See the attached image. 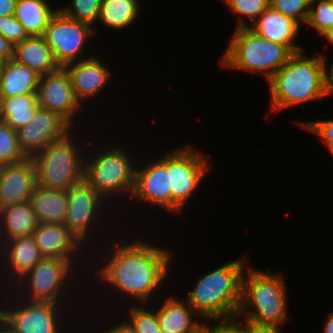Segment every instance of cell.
Here are the masks:
<instances>
[{
  "label": "cell",
  "mask_w": 333,
  "mask_h": 333,
  "mask_svg": "<svg viewBox=\"0 0 333 333\" xmlns=\"http://www.w3.org/2000/svg\"><path fill=\"white\" fill-rule=\"evenodd\" d=\"M129 235L123 236L125 239H118L114 243L111 240L110 244L105 239H102L105 243L100 244L101 247L99 245H97L98 247L95 246V248L101 249H91L90 253L93 251L91 253L92 256L89 255L91 258L94 256L89 261L95 262L89 263V266L92 267H90V270H95L89 275L93 279L92 274H95L93 275L95 278L92 281L94 283H90L91 285L89 284L90 280H87V285L90 286L89 288L92 287L91 289L96 288L95 291L101 286L102 291L108 293L107 296L110 299V301L108 299V302H112L113 298L114 300L117 298L118 300H115V302L118 301L120 303L119 306L115 305L114 307H118V309H120L121 302L122 304L123 302L125 304V301L128 304L129 302H131L130 304H136V302L137 304L152 303L160 298L159 294L168 288L166 285L174 269L172 250L167 249L164 244L161 246V243L157 246L156 241L151 243L153 240L148 238V236L145 239L146 237H142L140 234L138 235L139 238L137 235L136 237L132 236V238L131 236L128 237ZM148 239H150V242ZM94 251L99 253L95 254ZM95 258H99L98 261ZM94 285L96 287L93 288Z\"/></svg>",
  "instance_id": "cell-1"
},
{
  "label": "cell",
  "mask_w": 333,
  "mask_h": 333,
  "mask_svg": "<svg viewBox=\"0 0 333 333\" xmlns=\"http://www.w3.org/2000/svg\"><path fill=\"white\" fill-rule=\"evenodd\" d=\"M246 256L228 261L198 277L184 299L204 321H230L241 303Z\"/></svg>",
  "instance_id": "cell-2"
},
{
  "label": "cell",
  "mask_w": 333,
  "mask_h": 333,
  "mask_svg": "<svg viewBox=\"0 0 333 333\" xmlns=\"http://www.w3.org/2000/svg\"><path fill=\"white\" fill-rule=\"evenodd\" d=\"M304 53H294L267 81L272 112H284L309 101L321 103L327 97L322 54L310 58Z\"/></svg>",
  "instance_id": "cell-3"
},
{
  "label": "cell",
  "mask_w": 333,
  "mask_h": 333,
  "mask_svg": "<svg viewBox=\"0 0 333 333\" xmlns=\"http://www.w3.org/2000/svg\"><path fill=\"white\" fill-rule=\"evenodd\" d=\"M86 142L84 180L112 206L127 196L130 200L135 186L137 157L132 158L134 156L120 143L111 142L109 146L103 141L104 145L99 148L93 145L98 142L91 139Z\"/></svg>",
  "instance_id": "cell-4"
},
{
  "label": "cell",
  "mask_w": 333,
  "mask_h": 333,
  "mask_svg": "<svg viewBox=\"0 0 333 333\" xmlns=\"http://www.w3.org/2000/svg\"><path fill=\"white\" fill-rule=\"evenodd\" d=\"M84 275L86 274H82L77 266L69 260L43 257L31 270L20 277L10 289L17 296L28 301L55 302L58 304H67L68 302L71 307H74V304L71 303H75V306L80 311V307H85V305L78 304V302L82 303L83 299L85 300L83 302L89 301L84 297V294L87 295L88 287L86 293L83 290L76 291V289L82 288L78 286L81 281H87V278L83 280L85 279ZM72 290L73 292L76 291V293H73ZM79 291L83 298L77 295ZM72 296H75V298H71ZM77 296L80 297L79 301H77ZM70 299L74 301L72 302Z\"/></svg>",
  "instance_id": "cell-5"
},
{
  "label": "cell",
  "mask_w": 333,
  "mask_h": 333,
  "mask_svg": "<svg viewBox=\"0 0 333 333\" xmlns=\"http://www.w3.org/2000/svg\"><path fill=\"white\" fill-rule=\"evenodd\" d=\"M287 284L281 273L247 266L242 276L241 303L235 319L283 326L288 322Z\"/></svg>",
  "instance_id": "cell-6"
},
{
  "label": "cell",
  "mask_w": 333,
  "mask_h": 333,
  "mask_svg": "<svg viewBox=\"0 0 333 333\" xmlns=\"http://www.w3.org/2000/svg\"><path fill=\"white\" fill-rule=\"evenodd\" d=\"M67 306L69 304L28 301L17 296L10 288L0 290V318L14 333H77L79 330L74 332L77 325L73 327L71 324L78 313L77 309Z\"/></svg>",
  "instance_id": "cell-7"
},
{
  "label": "cell",
  "mask_w": 333,
  "mask_h": 333,
  "mask_svg": "<svg viewBox=\"0 0 333 333\" xmlns=\"http://www.w3.org/2000/svg\"><path fill=\"white\" fill-rule=\"evenodd\" d=\"M79 134L80 131L78 133L72 129L63 138L51 142L44 150L31 157L37 186L67 191L84 179L87 143L83 141L84 135L82 138Z\"/></svg>",
  "instance_id": "cell-8"
},
{
  "label": "cell",
  "mask_w": 333,
  "mask_h": 333,
  "mask_svg": "<svg viewBox=\"0 0 333 333\" xmlns=\"http://www.w3.org/2000/svg\"><path fill=\"white\" fill-rule=\"evenodd\" d=\"M220 61L222 68L261 73L267 81L294 54L286 45L272 42L249 27L234 28Z\"/></svg>",
  "instance_id": "cell-9"
},
{
  "label": "cell",
  "mask_w": 333,
  "mask_h": 333,
  "mask_svg": "<svg viewBox=\"0 0 333 333\" xmlns=\"http://www.w3.org/2000/svg\"><path fill=\"white\" fill-rule=\"evenodd\" d=\"M67 195L68 204L64 225L86 247V249H88V251H90L91 248H95V245L102 242L104 243V241L100 239L101 237L104 238L105 233L106 236L108 235L107 230L105 231V229L110 226L106 224L108 221L107 218L109 219L113 216L115 212L113 210H118L116 205L115 207H112L111 204L84 179L68 189ZM105 213L108 215L110 213L112 214H110L111 216H108ZM102 218L104 219L102 220ZM101 221L106 223H102ZM103 224L107 228H104ZM100 232H104V234L102 233L103 236ZM97 237L100 239H97ZM94 241H100V243H95Z\"/></svg>",
  "instance_id": "cell-10"
},
{
  "label": "cell",
  "mask_w": 333,
  "mask_h": 333,
  "mask_svg": "<svg viewBox=\"0 0 333 333\" xmlns=\"http://www.w3.org/2000/svg\"><path fill=\"white\" fill-rule=\"evenodd\" d=\"M186 145L171 151L167 149L172 214L184 213L185 205L190 204V198L201 187L210 170L205 153L193 148L190 143Z\"/></svg>",
  "instance_id": "cell-11"
},
{
  "label": "cell",
  "mask_w": 333,
  "mask_h": 333,
  "mask_svg": "<svg viewBox=\"0 0 333 333\" xmlns=\"http://www.w3.org/2000/svg\"><path fill=\"white\" fill-rule=\"evenodd\" d=\"M94 35L92 26L73 20L58 9L50 18L43 36L52 49L56 62L60 67H65L94 56L85 49L89 38H94Z\"/></svg>",
  "instance_id": "cell-12"
},
{
  "label": "cell",
  "mask_w": 333,
  "mask_h": 333,
  "mask_svg": "<svg viewBox=\"0 0 333 333\" xmlns=\"http://www.w3.org/2000/svg\"><path fill=\"white\" fill-rule=\"evenodd\" d=\"M37 100L39 106L56 113L72 129L82 128L81 123L84 122L80 121L81 114L79 113L86 110L75 96L70 74L65 67H60L55 72L40 76ZM77 115L80 119L77 118Z\"/></svg>",
  "instance_id": "cell-13"
},
{
  "label": "cell",
  "mask_w": 333,
  "mask_h": 333,
  "mask_svg": "<svg viewBox=\"0 0 333 333\" xmlns=\"http://www.w3.org/2000/svg\"><path fill=\"white\" fill-rule=\"evenodd\" d=\"M166 154V155H165ZM139 160L135 170V186L130 197L148 206L160 207L171 213V187L167 172V152L147 160ZM142 162V163H141ZM143 164V165H142Z\"/></svg>",
  "instance_id": "cell-14"
},
{
  "label": "cell",
  "mask_w": 333,
  "mask_h": 333,
  "mask_svg": "<svg viewBox=\"0 0 333 333\" xmlns=\"http://www.w3.org/2000/svg\"><path fill=\"white\" fill-rule=\"evenodd\" d=\"M32 236L42 257L69 260L82 273L88 275L91 272L87 269L90 267V257H87L90 252L64 224L39 223Z\"/></svg>",
  "instance_id": "cell-15"
},
{
  "label": "cell",
  "mask_w": 333,
  "mask_h": 333,
  "mask_svg": "<svg viewBox=\"0 0 333 333\" xmlns=\"http://www.w3.org/2000/svg\"><path fill=\"white\" fill-rule=\"evenodd\" d=\"M71 130L56 113L38 106L31 121L16 132L20 149L27 158H31Z\"/></svg>",
  "instance_id": "cell-16"
},
{
  "label": "cell",
  "mask_w": 333,
  "mask_h": 333,
  "mask_svg": "<svg viewBox=\"0 0 333 333\" xmlns=\"http://www.w3.org/2000/svg\"><path fill=\"white\" fill-rule=\"evenodd\" d=\"M42 258L32 235L3 242L0 245V290L10 288Z\"/></svg>",
  "instance_id": "cell-17"
},
{
  "label": "cell",
  "mask_w": 333,
  "mask_h": 333,
  "mask_svg": "<svg viewBox=\"0 0 333 333\" xmlns=\"http://www.w3.org/2000/svg\"><path fill=\"white\" fill-rule=\"evenodd\" d=\"M103 61L94 54L86 60L65 66L70 74L75 96L83 107L88 105L85 102H91L96 96L98 98V95H101L113 76V71Z\"/></svg>",
  "instance_id": "cell-18"
},
{
  "label": "cell",
  "mask_w": 333,
  "mask_h": 333,
  "mask_svg": "<svg viewBox=\"0 0 333 333\" xmlns=\"http://www.w3.org/2000/svg\"><path fill=\"white\" fill-rule=\"evenodd\" d=\"M35 186V166L31 158L0 166V210L29 202Z\"/></svg>",
  "instance_id": "cell-19"
},
{
  "label": "cell",
  "mask_w": 333,
  "mask_h": 333,
  "mask_svg": "<svg viewBox=\"0 0 333 333\" xmlns=\"http://www.w3.org/2000/svg\"><path fill=\"white\" fill-rule=\"evenodd\" d=\"M175 296L176 294L163 295L162 297L166 299L161 297L162 304H158L160 298L156 301L155 307L161 333H192L205 321L185 299Z\"/></svg>",
  "instance_id": "cell-20"
},
{
  "label": "cell",
  "mask_w": 333,
  "mask_h": 333,
  "mask_svg": "<svg viewBox=\"0 0 333 333\" xmlns=\"http://www.w3.org/2000/svg\"><path fill=\"white\" fill-rule=\"evenodd\" d=\"M259 36L286 45L293 53L303 51L295 44L301 25L290 17L273 10L270 6L249 26Z\"/></svg>",
  "instance_id": "cell-21"
},
{
  "label": "cell",
  "mask_w": 333,
  "mask_h": 333,
  "mask_svg": "<svg viewBox=\"0 0 333 333\" xmlns=\"http://www.w3.org/2000/svg\"><path fill=\"white\" fill-rule=\"evenodd\" d=\"M14 60L34 70L40 76L60 68L43 35H31L15 44Z\"/></svg>",
  "instance_id": "cell-22"
},
{
  "label": "cell",
  "mask_w": 333,
  "mask_h": 333,
  "mask_svg": "<svg viewBox=\"0 0 333 333\" xmlns=\"http://www.w3.org/2000/svg\"><path fill=\"white\" fill-rule=\"evenodd\" d=\"M38 223L64 224L68 195L66 190L35 186L29 200Z\"/></svg>",
  "instance_id": "cell-23"
},
{
  "label": "cell",
  "mask_w": 333,
  "mask_h": 333,
  "mask_svg": "<svg viewBox=\"0 0 333 333\" xmlns=\"http://www.w3.org/2000/svg\"><path fill=\"white\" fill-rule=\"evenodd\" d=\"M38 224L30 202L2 208L0 210V245L7 240L32 235Z\"/></svg>",
  "instance_id": "cell-24"
},
{
  "label": "cell",
  "mask_w": 333,
  "mask_h": 333,
  "mask_svg": "<svg viewBox=\"0 0 333 333\" xmlns=\"http://www.w3.org/2000/svg\"><path fill=\"white\" fill-rule=\"evenodd\" d=\"M40 75L14 59L5 62L0 78V98L37 94Z\"/></svg>",
  "instance_id": "cell-25"
},
{
  "label": "cell",
  "mask_w": 333,
  "mask_h": 333,
  "mask_svg": "<svg viewBox=\"0 0 333 333\" xmlns=\"http://www.w3.org/2000/svg\"><path fill=\"white\" fill-rule=\"evenodd\" d=\"M141 4L140 0H102L97 22L110 31H125L140 16Z\"/></svg>",
  "instance_id": "cell-26"
},
{
  "label": "cell",
  "mask_w": 333,
  "mask_h": 333,
  "mask_svg": "<svg viewBox=\"0 0 333 333\" xmlns=\"http://www.w3.org/2000/svg\"><path fill=\"white\" fill-rule=\"evenodd\" d=\"M47 0H17L14 16L31 35H44L50 18L59 9Z\"/></svg>",
  "instance_id": "cell-27"
},
{
  "label": "cell",
  "mask_w": 333,
  "mask_h": 333,
  "mask_svg": "<svg viewBox=\"0 0 333 333\" xmlns=\"http://www.w3.org/2000/svg\"><path fill=\"white\" fill-rule=\"evenodd\" d=\"M38 106L37 94L0 98V120L17 131L31 121Z\"/></svg>",
  "instance_id": "cell-28"
},
{
  "label": "cell",
  "mask_w": 333,
  "mask_h": 333,
  "mask_svg": "<svg viewBox=\"0 0 333 333\" xmlns=\"http://www.w3.org/2000/svg\"><path fill=\"white\" fill-rule=\"evenodd\" d=\"M128 305V306H127ZM134 305V306H133ZM154 305L153 307H151ZM142 303V304H127L122 305L127 306L123 310V313L128 312L123 317L137 333H161L159 322L157 319V311L155 308V303ZM125 311V312H124ZM128 316V318H127Z\"/></svg>",
  "instance_id": "cell-29"
},
{
  "label": "cell",
  "mask_w": 333,
  "mask_h": 333,
  "mask_svg": "<svg viewBox=\"0 0 333 333\" xmlns=\"http://www.w3.org/2000/svg\"><path fill=\"white\" fill-rule=\"evenodd\" d=\"M222 2L231 14L239 17L235 28L249 27L270 6L269 0H222ZM246 20H249L248 24Z\"/></svg>",
  "instance_id": "cell-30"
},
{
  "label": "cell",
  "mask_w": 333,
  "mask_h": 333,
  "mask_svg": "<svg viewBox=\"0 0 333 333\" xmlns=\"http://www.w3.org/2000/svg\"><path fill=\"white\" fill-rule=\"evenodd\" d=\"M70 2L67 5L63 4L62 7L58 5V8L73 20L89 24L96 32L94 25L97 23L102 0H71Z\"/></svg>",
  "instance_id": "cell-31"
},
{
  "label": "cell",
  "mask_w": 333,
  "mask_h": 333,
  "mask_svg": "<svg viewBox=\"0 0 333 333\" xmlns=\"http://www.w3.org/2000/svg\"><path fill=\"white\" fill-rule=\"evenodd\" d=\"M18 144L17 132L0 120V166L26 159Z\"/></svg>",
  "instance_id": "cell-32"
},
{
  "label": "cell",
  "mask_w": 333,
  "mask_h": 333,
  "mask_svg": "<svg viewBox=\"0 0 333 333\" xmlns=\"http://www.w3.org/2000/svg\"><path fill=\"white\" fill-rule=\"evenodd\" d=\"M306 26L320 36L333 26V0H310L309 16Z\"/></svg>",
  "instance_id": "cell-33"
},
{
  "label": "cell",
  "mask_w": 333,
  "mask_h": 333,
  "mask_svg": "<svg viewBox=\"0 0 333 333\" xmlns=\"http://www.w3.org/2000/svg\"><path fill=\"white\" fill-rule=\"evenodd\" d=\"M269 5L273 10L292 18L300 25H306L310 0H269Z\"/></svg>",
  "instance_id": "cell-34"
},
{
  "label": "cell",
  "mask_w": 333,
  "mask_h": 333,
  "mask_svg": "<svg viewBox=\"0 0 333 333\" xmlns=\"http://www.w3.org/2000/svg\"><path fill=\"white\" fill-rule=\"evenodd\" d=\"M301 121L296 120L295 124L300 128L302 127L303 130L310 131L309 133L319 137L328 150L333 149V119Z\"/></svg>",
  "instance_id": "cell-35"
},
{
  "label": "cell",
  "mask_w": 333,
  "mask_h": 333,
  "mask_svg": "<svg viewBox=\"0 0 333 333\" xmlns=\"http://www.w3.org/2000/svg\"><path fill=\"white\" fill-rule=\"evenodd\" d=\"M0 33L13 44L30 36L14 15L0 17Z\"/></svg>",
  "instance_id": "cell-36"
},
{
  "label": "cell",
  "mask_w": 333,
  "mask_h": 333,
  "mask_svg": "<svg viewBox=\"0 0 333 333\" xmlns=\"http://www.w3.org/2000/svg\"><path fill=\"white\" fill-rule=\"evenodd\" d=\"M246 333H282L281 326L259 324L246 319H235ZM243 320V321H242Z\"/></svg>",
  "instance_id": "cell-37"
},
{
  "label": "cell",
  "mask_w": 333,
  "mask_h": 333,
  "mask_svg": "<svg viewBox=\"0 0 333 333\" xmlns=\"http://www.w3.org/2000/svg\"><path fill=\"white\" fill-rule=\"evenodd\" d=\"M117 321L118 322H114L111 324V323H109V322H111V319H110V321L108 320V323H107L108 326L106 328L101 327V330L99 329L98 333H137L126 320L124 321V318L120 319V320L118 319ZM107 328H108V330H107ZM103 329H106V330H103Z\"/></svg>",
  "instance_id": "cell-38"
},
{
  "label": "cell",
  "mask_w": 333,
  "mask_h": 333,
  "mask_svg": "<svg viewBox=\"0 0 333 333\" xmlns=\"http://www.w3.org/2000/svg\"><path fill=\"white\" fill-rule=\"evenodd\" d=\"M322 53L323 62H324V79H325V93L326 96L329 97L333 95V62L331 64H327L328 61L326 59V54Z\"/></svg>",
  "instance_id": "cell-39"
},
{
  "label": "cell",
  "mask_w": 333,
  "mask_h": 333,
  "mask_svg": "<svg viewBox=\"0 0 333 333\" xmlns=\"http://www.w3.org/2000/svg\"><path fill=\"white\" fill-rule=\"evenodd\" d=\"M217 333H246V331L234 319L230 321H217Z\"/></svg>",
  "instance_id": "cell-40"
},
{
  "label": "cell",
  "mask_w": 333,
  "mask_h": 333,
  "mask_svg": "<svg viewBox=\"0 0 333 333\" xmlns=\"http://www.w3.org/2000/svg\"><path fill=\"white\" fill-rule=\"evenodd\" d=\"M15 44L0 33V58L5 61L14 59Z\"/></svg>",
  "instance_id": "cell-41"
},
{
  "label": "cell",
  "mask_w": 333,
  "mask_h": 333,
  "mask_svg": "<svg viewBox=\"0 0 333 333\" xmlns=\"http://www.w3.org/2000/svg\"><path fill=\"white\" fill-rule=\"evenodd\" d=\"M17 0H0V17L14 15Z\"/></svg>",
  "instance_id": "cell-42"
},
{
  "label": "cell",
  "mask_w": 333,
  "mask_h": 333,
  "mask_svg": "<svg viewBox=\"0 0 333 333\" xmlns=\"http://www.w3.org/2000/svg\"><path fill=\"white\" fill-rule=\"evenodd\" d=\"M192 333H217V321H205Z\"/></svg>",
  "instance_id": "cell-43"
},
{
  "label": "cell",
  "mask_w": 333,
  "mask_h": 333,
  "mask_svg": "<svg viewBox=\"0 0 333 333\" xmlns=\"http://www.w3.org/2000/svg\"><path fill=\"white\" fill-rule=\"evenodd\" d=\"M323 327V333H333V312L328 313Z\"/></svg>",
  "instance_id": "cell-44"
},
{
  "label": "cell",
  "mask_w": 333,
  "mask_h": 333,
  "mask_svg": "<svg viewBox=\"0 0 333 333\" xmlns=\"http://www.w3.org/2000/svg\"><path fill=\"white\" fill-rule=\"evenodd\" d=\"M322 38H325L327 40L326 45L324 46L325 49H327L328 45H332L333 46V26L331 28H329L327 31H325L321 36Z\"/></svg>",
  "instance_id": "cell-45"
},
{
  "label": "cell",
  "mask_w": 333,
  "mask_h": 333,
  "mask_svg": "<svg viewBox=\"0 0 333 333\" xmlns=\"http://www.w3.org/2000/svg\"><path fill=\"white\" fill-rule=\"evenodd\" d=\"M0 333H14L1 318H0Z\"/></svg>",
  "instance_id": "cell-46"
},
{
  "label": "cell",
  "mask_w": 333,
  "mask_h": 333,
  "mask_svg": "<svg viewBox=\"0 0 333 333\" xmlns=\"http://www.w3.org/2000/svg\"><path fill=\"white\" fill-rule=\"evenodd\" d=\"M5 62L6 61L4 59L0 58V78H1V75H2V72H3Z\"/></svg>",
  "instance_id": "cell-47"
},
{
  "label": "cell",
  "mask_w": 333,
  "mask_h": 333,
  "mask_svg": "<svg viewBox=\"0 0 333 333\" xmlns=\"http://www.w3.org/2000/svg\"><path fill=\"white\" fill-rule=\"evenodd\" d=\"M329 151H330V153H331V154H332V156H333V149H330Z\"/></svg>",
  "instance_id": "cell-48"
},
{
  "label": "cell",
  "mask_w": 333,
  "mask_h": 333,
  "mask_svg": "<svg viewBox=\"0 0 333 333\" xmlns=\"http://www.w3.org/2000/svg\"><path fill=\"white\" fill-rule=\"evenodd\" d=\"M81 328H82V327H79V329H80V330H82V331H80V333H81V332H83V333H84V331H83V328H82V329H81ZM78 333H79V332H78Z\"/></svg>",
  "instance_id": "cell-49"
}]
</instances>
